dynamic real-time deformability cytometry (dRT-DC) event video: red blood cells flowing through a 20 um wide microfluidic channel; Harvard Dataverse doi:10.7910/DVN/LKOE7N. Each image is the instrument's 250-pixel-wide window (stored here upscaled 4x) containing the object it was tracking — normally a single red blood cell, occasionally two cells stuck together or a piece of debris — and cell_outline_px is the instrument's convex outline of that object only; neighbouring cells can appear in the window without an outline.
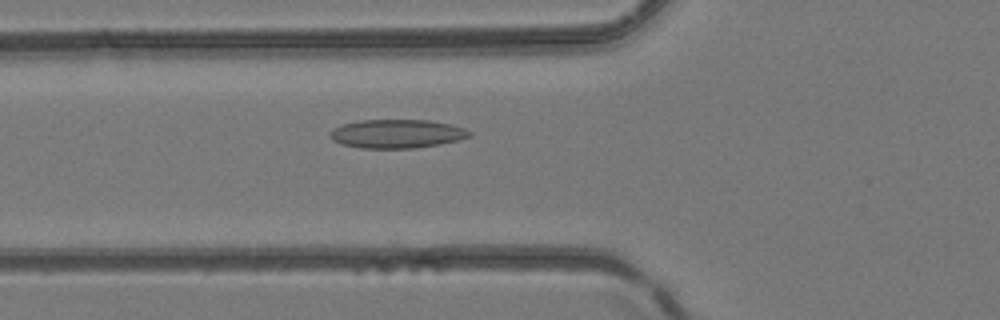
{"species": "common noctule bat (a hibernating species)", "species_latin": "Nyctalus noctula", "temperature_condition": "room temperature", "stored_images_in_passage": 46, "camera_frame_rate_fps": 3000, "um_per_image_px": 0.085, "animal": {"sex": "female", "body_mass_g": 24.6, "forearm_length_mm": 56.2}, "frame": {"image": 1, "passage_image": 16, "time_ms": 5.0, "image_size_px": [1000, 320], "cell_outline_px": [[472, 136], [440, 144], [412, 148], [360, 148], [340, 144], [332, 140], [328, 136], [328, 132], [344, 124], [360, 120], [428, 120], [452, 124], [464, 128], [472, 132]], "centroid_in_image_um": [33.72, 11.37], "position_along_channel_um": 92.1, "area_um2": 23.35}}
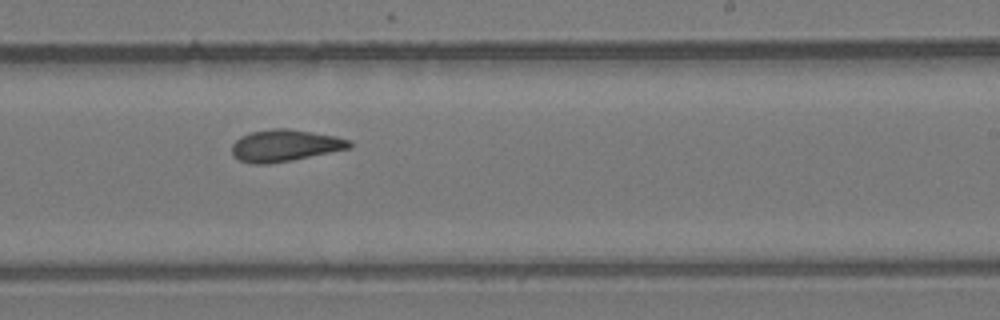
{"frame": {"image": 2, "passage_image": 28, "time_ms": 9.0, "image_size_px": [1000, 320], "cell_outline_px": [[352, 148], [292, 160], [268, 164], [252, 164], [240, 160], [232, 156], [232, 144], [240, 136], [252, 132], [272, 128], [288, 128], [336, 136], [352, 140]], "centroid_in_image_um": [24.23, 12.37], "position_along_channel_um": 264.8, "area_um2": 21.96}}
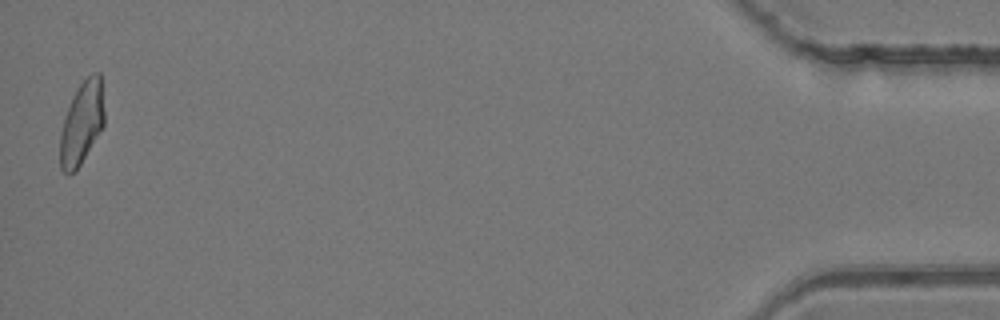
{"frame": {"image": 3, "passage_image": 46, "time_ms": 15.0, "image_size_px": [1000, 320], "cell_outline_px": [[104, 124], [80, 164], [72, 172], [64, 172], [60, 168], [60, 132], [64, 116], [72, 96], [80, 84], [92, 72], [100, 72], [104, 108]], "centroid_in_image_um": [6.94, 10.4], "position_along_channel_um": 428.3, "area_um2": 21.1}}